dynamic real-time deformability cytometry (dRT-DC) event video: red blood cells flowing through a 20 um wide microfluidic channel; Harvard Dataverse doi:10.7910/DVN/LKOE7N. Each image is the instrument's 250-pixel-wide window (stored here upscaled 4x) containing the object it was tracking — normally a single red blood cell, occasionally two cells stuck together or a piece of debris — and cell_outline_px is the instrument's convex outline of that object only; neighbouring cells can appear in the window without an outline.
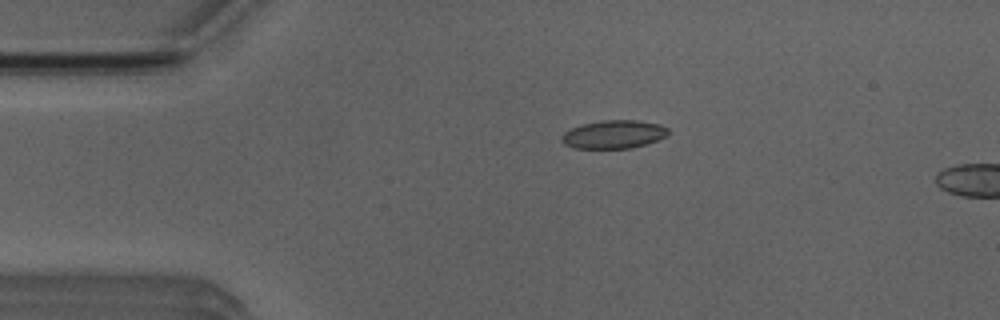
{"species": "Egyptian fruit bat (a non-hibernating species)", "species_latin": "Rousettus aegyptiacus", "temperature_condition": "room temperature", "stored_images_in_passage": 4, "camera_frame_rate_fps": 3000, "um_per_image_px": 0.085, "animal": {"sex": "male"}, "frame": {"image": 1, "passage_image": 3, "time_ms": 2.333, "image_size_px": [1000, 320], "cell_outline_px": [[668, 136], [632, 148], [572, 148], [564, 144], [560, 140], [560, 136], [564, 132], [580, 124], [604, 120], [636, 120], [660, 124], [668, 128]], "centroid_in_image_um": [52.13, 11.42], "position_along_channel_um": 32.9, "area_um2": 17.63}}